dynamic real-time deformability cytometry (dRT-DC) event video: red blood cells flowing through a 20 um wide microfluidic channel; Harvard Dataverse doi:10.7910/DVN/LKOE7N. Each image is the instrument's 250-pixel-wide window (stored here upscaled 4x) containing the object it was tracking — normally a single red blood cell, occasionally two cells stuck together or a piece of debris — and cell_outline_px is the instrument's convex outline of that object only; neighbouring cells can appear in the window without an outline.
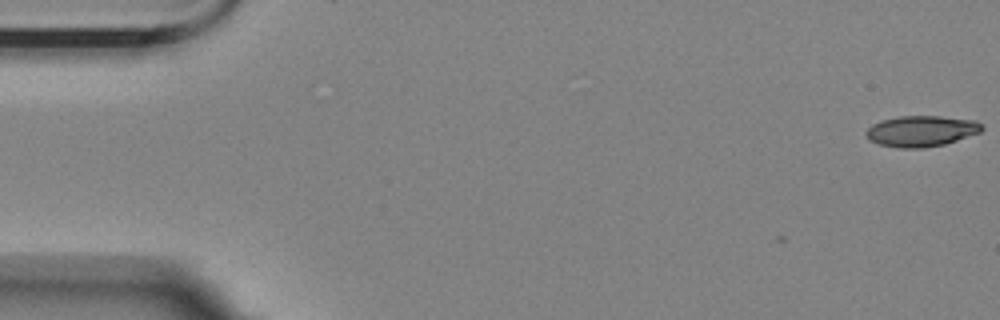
{"species": "Egyptian fruit bat (a non-hibernating species)", "species_latin": "Rousettus aegyptiacus", "temperature_condition": "room temperature", "stored_images_in_passage": 7, "camera_frame_rate_fps": 3000, "um_per_image_px": 0.085, "animal": {"sex": "female"}, "frame": {"image": 1, "passage_image": 1, "time_ms": 0.0, "image_size_px": [1000, 320], "cell_outline_px": [[984, 128], [980, 132], [944, 144], [924, 148], [900, 148], [880, 144], [868, 140], [864, 132], [872, 124], [880, 120], [900, 116], [940, 116], [976, 120]], "centroid_in_image_um": [78.27, 11.14], "position_along_channel_um": 6.7, "area_um2": 20.87}}